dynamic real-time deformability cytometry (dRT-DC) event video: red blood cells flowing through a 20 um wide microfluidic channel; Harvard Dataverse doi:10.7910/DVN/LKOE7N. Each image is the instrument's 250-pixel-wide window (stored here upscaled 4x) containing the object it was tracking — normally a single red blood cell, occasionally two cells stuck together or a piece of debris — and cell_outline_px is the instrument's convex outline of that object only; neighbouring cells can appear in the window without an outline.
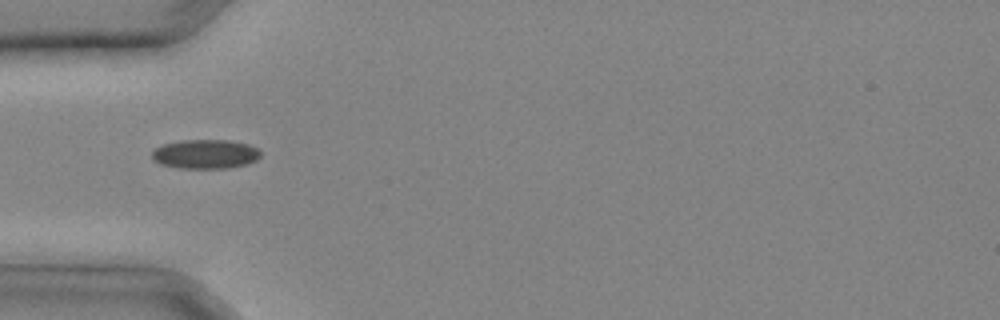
{"species": "common noctule bat (a hibernating species)", "species_latin": "Nyctalus noctula", "temperature_condition": "cold", "stored_images_in_passage": 25, "camera_frame_rate_fps": 3000, "um_per_image_px": 0.085, "animal": {"sex": "male", "body_mass_g": 20.4}, "frame": {"image": 1, "passage_image": 4, "time_ms": 1.0, "image_size_px": [1000, 320], "cell_outline_px": [[260, 156], [256, 160], [248, 164], [228, 168], [180, 168], [160, 164], [152, 160], [152, 152], [156, 148], [164, 144], [184, 140], [228, 140], [248, 144], [256, 148], [260, 152]], "centroid_in_image_um": [17.45, 13.1], "position_along_channel_um": 67.5, "area_um2": 18.44}}
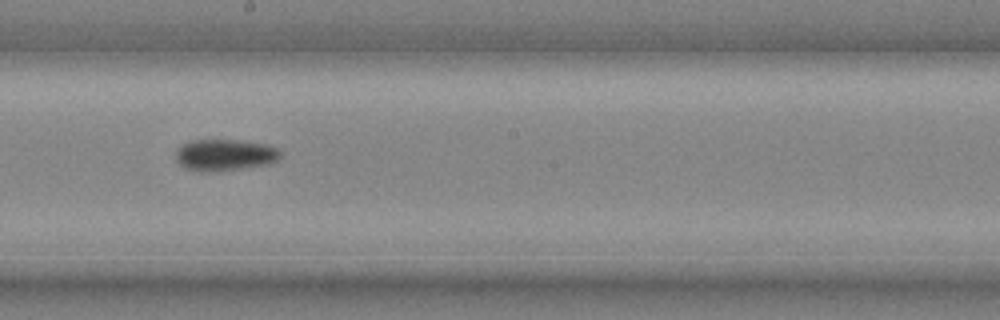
{"frame": {"image": 2, "passage_image": 12, "time_ms": 3.667, "image_size_px": [1000, 320], "cell_outline_px": [[280, 156], [272, 164], [220, 172], [200, 172], [184, 168], [176, 160], [176, 148], [180, 144], [192, 140], [232, 140], [268, 144], [276, 148], [280, 152]], "centroid_in_image_um": [19.08, 13.19], "position_along_channel_um": 229.1, "area_um2": 19.65}}
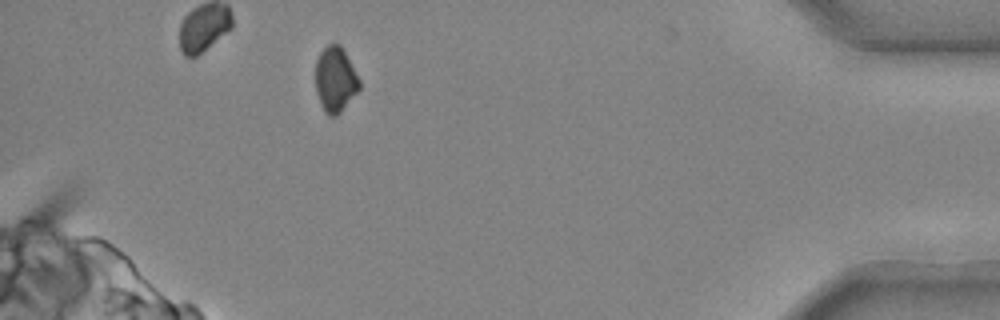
{"frame": {"image": 3, "passage_image": 23, "time_ms": 7.333, "image_size_px": [1000, 320], "cell_outline_px": [[360, 88], [340, 112], [336, 116], [328, 116], [324, 112], [320, 104], [316, 92], [316, 60], [320, 52], [328, 44], [340, 44], [360, 80]], "centroid_in_image_um": [28.48, 6.77], "position_along_channel_um": 406.7, "area_um2": 16.53}}